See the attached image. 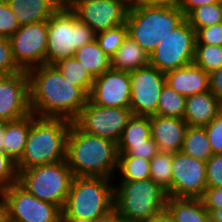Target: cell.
<instances>
[{
    "label": "cell",
    "instance_id": "cell-1",
    "mask_svg": "<svg viewBox=\"0 0 222 222\" xmlns=\"http://www.w3.org/2000/svg\"><path fill=\"white\" fill-rule=\"evenodd\" d=\"M27 73L29 105L35 116L65 118L73 122L89 100V93L72 85L55 65L43 64Z\"/></svg>",
    "mask_w": 222,
    "mask_h": 222
},
{
    "label": "cell",
    "instance_id": "cell-2",
    "mask_svg": "<svg viewBox=\"0 0 222 222\" xmlns=\"http://www.w3.org/2000/svg\"><path fill=\"white\" fill-rule=\"evenodd\" d=\"M118 156L117 142L88 134L72 122L67 136L66 161L74 176L114 179Z\"/></svg>",
    "mask_w": 222,
    "mask_h": 222
},
{
    "label": "cell",
    "instance_id": "cell-3",
    "mask_svg": "<svg viewBox=\"0 0 222 222\" xmlns=\"http://www.w3.org/2000/svg\"><path fill=\"white\" fill-rule=\"evenodd\" d=\"M72 121L38 117L31 112V127L17 171L66 160L67 136Z\"/></svg>",
    "mask_w": 222,
    "mask_h": 222
},
{
    "label": "cell",
    "instance_id": "cell-4",
    "mask_svg": "<svg viewBox=\"0 0 222 222\" xmlns=\"http://www.w3.org/2000/svg\"><path fill=\"white\" fill-rule=\"evenodd\" d=\"M95 39L96 33L63 2L48 19L45 64L55 65L61 60L74 57L76 50Z\"/></svg>",
    "mask_w": 222,
    "mask_h": 222
},
{
    "label": "cell",
    "instance_id": "cell-5",
    "mask_svg": "<svg viewBox=\"0 0 222 222\" xmlns=\"http://www.w3.org/2000/svg\"><path fill=\"white\" fill-rule=\"evenodd\" d=\"M116 182L114 208L126 222H144L166 209L167 193L151 178Z\"/></svg>",
    "mask_w": 222,
    "mask_h": 222
},
{
    "label": "cell",
    "instance_id": "cell-6",
    "mask_svg": "<svg viewBox=\"0 0 222 222\" xmlns=\"http://www.w3.org/2000/svg\"><path fill=\"white\" fill-rule=\"evenodd\" d=\"M186 20L178 5L172 7L131 6L126 25L128 35L149 55L160 40Z\"/></svg>",
    "mask_w": 222,
    "mask_h": 222
},
{
    "label": "cell",
    "instance_id": "cell-7",
    "mask_svg": "<svg viewBox=\"0 0 222 222\" xmlns=\"http://www.w3.org/2000/svg\"><path fill=\"white\" fill-rule=\"evenodd\" d=\"M114 208V179L74 176L62 217L93 221Z\"/></svg>",
    "mask_w": 222,
    "mask_h": 222
},
{
    "label": "cell",
    "instance_id": "cell-8",
    "mask_svg": "<svg viewBox=\"0 0 222 222\" xmlns=\"http://www.w3.org/2000/svg\"><path fill=\"white\" fill-rule=\"evenodd\" d=\"M73 177L65 160L21 170L17 183L36 198L53 203L62 210Z\"/></svg>",
    "mask_w": 222,
    "mask_h": 222
},
{
    "label": "cell",
    "instance_id": "cell-9",
    "mask_svg": "<svg viewBox=\"0 0 222 222\" xmlns=\"http://www.w3.org/2000/svg\"><path fill=\"white\" fill-rule=\"evenodd\" d=\"M196 33L185 20L160 40L150 54V65L161 72L178 69L194 62Z\"/></svg>",
    "mask_w": 222,
    "mask_h": 222
},
{
    "label": "cell",
    "instance_id": "cell-10",
    "mask_svg": "<svg viewBox=\"0 0 222 222\" xmlns=\"http://www.w3.org/2000/svg\"><path fill=\"white\" fill-rule=\"evenodd\" d=\"M9 222H62V210L27 192L18 183L4 189Z\"/></svg>",
    "mask_w": 222,
    "mask_h": 222
},
{
    "label": "cell",
    "instance_id": "cell-11",
    "mask_svg": "<svg viewBox=\"0 0 222 222\" xmlns=\"http://www.w3.org/2000/svg\"><path fill=\"white\" fill-rule=\"evenodd\" d=\"M131 116L130 108L100 106L88 100L73 122L88 134L118 142Z\"/></svg>",
    "mask_w": 222,
    "mask_h": 222
},
{
    "label": "cell",
    "instance_id": "cell-12",
    "mask_svg": "<svg viewBox=\"0 0 222 222\" xmlns=\"http://www.w3.org/2000/svg\"><path fill=\"white\" fill-rule=\"evenodd\" d=\"M48 40V20L20 25L9 38L17 66L24 71L45 64Z\"/></svg>",
    "mask_w": 222,
    "mask_h": 222
},
{
    "label": "cell",
    "instance_id": "cell-13",
    "mask_svg": "<svg viewBox=\"0 0 222 222\" xmlns=\"http://www.w3.org/2000/svg\"><path fill=\"white\" fill-rule=\"evenodd\" d=\"M66 3L96 34L125 24L130 8L123 0H67Z\"/></svg>",
    "mask_w": 222,
    "mask_h": 222
},
{
    "label": "cell",
    "instance_id": "cell-14",
    "mask_svg": "<svg viewBox=\"0 0 222 222\" xmlns=\"http://www.w3.org/2000/svg\"><path fill=\"white\" fill-rule=\"evenodd\" d=\"M165 84V73L152 65L131 71L130 109L132 115H155L159 97Z\"/></svg>",
    "mask_w": 222,
    "mask_h": 222
},
{
    "label": "cell",
    "instance_id": "cell-15",
    "mask_svg": "<svg viewBox=\"0 0 222 222\" xmlns=\"http://www.w3.org/2000/svg\"><path fill=\"white\" fill-rule=\"evenodd\" d=\"M207 188L206 162L177 151L173 154L168 197L201 198Z\"/></svg>",
    "mask_w": 222,
    "mask_h": 222
},
{
    "label": "cell",
    "instance_id": "cell-16",
    "mask_svg": "<svg viewBox=\"0 0 222 222\" xmlns=\"http://www.w3.org/2000/svg\"><path fill=\"white\" fill-rule=\"evenodd\" d=\"M30 113L27 71L6 75L0 81V122L17 120Z\"/></svg>",
    "mask_w": 222,
    "mask_h": 222
},
{
    "label": "cell",
    "instance_id": "cell-17",
    "mask_svg": "<svg viewBox=\"0 0 222 222\" xmlns=\"http://www.w3.org/2000/svg\"><path fill=\"white\" fill-rule=\"evenodd\" d=\"M130 72L108 69L95 78L89 100L106 107L130 108Z\"/></svg>",
    "mask_w": 222,
    "mask_h": 222
},
{
    "label": "cell",
    "instance_id": "cell-18",
    "mask_svg": "<svg viewBox=\"0 0 222 222\" xmlns=\"http://www.w3.org/2000/svg\"><path fill=\"white\" fill-rule=\"evenodd\" d=\"M151 138L158 145L159 152L176 153L181 151L187 123L184 119L150 116Z\"/></svg>",
    "mask_w": 222,
    "mask_h": 222
},
{
    "label": "cell",
    "instance_id": "cell-19",
    "mask_svg": "<svg viewBox=\"0 0 222 222\" xmlns=\"http://www.w3.org/2000/svg\"><path fill=\"white\" fill-rule=\"evenodd\" d=\"M166 85L185 97L210 91L209 73L194 62L165 73Z\"/></svg>",
    "mask_w": 222,
    "mask_h": 222
},
{
    "label": "cell",
    "instance_id": "cell-20",
    "mask_svg": "<svg viewBox=\"0 0 222 222\" xmlns=\"http://www.w3.org/2000/svg\"><path fill=\"white\" fill-rule=\"evenodd\" d=\"M222 110V103L211 92L186 97L184 120L188 126L204 127Z\"/></svg>",
    "mask_w": 222,
    "mask_h": 222
},
{
    "label": "cell",
    "instance_id": "cell-21",
    "mask_svg": "<svg viewBox=\"0 0 222 222\" xmlns=\"http://www.w3.org/2000/svg\"><path fill=\"white\" fill-rule=\"evenodd\" d=\"M20 25L47 21L63 0H6Z\"/></svg>",
    "mask_w": 222,
    "mask_h": 222
},
{
    "label": "cell",
    "instance_id": "cell-22",
    "mask_svg": "<svg viewBox=\"0 0 222 222\" xmlns=\"http://www.w3.org/2000/svg\"><path fill=\"white\" fill-rule=\"evenodd\" d=\"M31 127V113L17 120L4 122L3 152L14 162L22 157Z\"/></svg>",
    "mask_w": 222,
    "mask_h": 222
},
{
    "label": "cell",
    "instance_id": "cell-23",
    "mask_svg": "<svg viewBox=\"0 0 222 222\" xmlns=\"http://www.w3.org/2000/svg\"><path fill=\"white\" fill-rule=\"evenodd\" d=\"M166 210L174 222H211L201 198L168 197Z\"/></svg>",
    "mask_w": 222,
    "mask_h": 222
},
{
    "label": "cell",
    "instance_id": "cell-24",
    "mask_svg": "<svg viewBox=\"0 0 222 222\" xmlns=\"http://www.w3.org/2000/svg\"><path fill=\"white\" fill-rule=\"evenodd\" d=\"M110 61L111 69L131 72L150 65V55L127 35Z\"/></svg>",
    "mask_w": 222,
    "mask_h": 222
},
{
    "label": "cell",
    "instance_id": "cell-25",
    "mask_svg": "<svg viewBox=\"0 0 222 222\" xmlns=\"http://www.w3.org/2000/svg\"><path fill=\"white\" fill-rule=\"evenodd\" d=\"M75 58L94 78L111 68L110 57L100 48L96 40L76 50Z\"/></svg>",
    "mask_w": 222,
    "mask_h": 222
},
{
    "label": "cell",
    "instance_id": "cell-26",
    "mask_svg": "<svg viewBox=\"0 0 222 222\" xmlns=\"http://www.w3.org/2000/svg\"><path fill=\"white\" fill-rule=\"evenodd\" d=\"M181 151L193 158L206 162L213 153L205 127L188 126Z\"/></svg>",
    "mask_w": 222,
    "mask_h": 222
},
{
    "label": "cell",
    "instance_id": "cell-27",
    "mask_svg": "<svg viewBox=\"0 0 222 222\" xmlns=\"http://www.w3.org/2000/svg\"><path fill=\"white\" fill-rule=\"evenodd\" d=\"M149 178L150 160L140 157L118 156V166L114 181H139Z\"/></svg>",
    "mask_w": 222,
    "mask_h": 222
},
{
    "label": "cell",
    "instance_id": "cell-28",
    "mask_svg": "<svg viewBox=\"0 0 222 222\" xmlns=\"http://www.w3.org/2000/svg\"><path fill=\"white\" fill-rule=\"evenodd\" d=\"M151 137L150 116L132 115L122 132L117 145L146 144Z\"/></svg>",
    "mask_w": 222,
    "mask_h": 222
},
{
    "label": "cell",
    "instance_id": "cell-29",
    "mask_svg": "<svg viewBox=\"0 0 222 222\" xmlns=\"http://www.w3.org/2000/svg\"><path fill=\"white\" fill-rule=\"evenodd\" d=\"M55 66L72 85L80 86L90 93L95 78L82 66L75 56L61 60Z\"/></svg>",
    "mask_w": 222,
    "mask_h": 222
},
{
    "label": "cell",
    "instance_id": "cell-30",
    "mask_svg": "<svg viewBox=\"0 0 222 222\" xmlns=\"http://www.w3.org/2000/svg\"><path fill=\"white\" fill-rule=\"evenodd\" d=\"M186 97L165 84L159 97L155 115L184 118Z\"/></svg>",
    "mask_w": 222,
    "mask_h": 222
},
{
    "label": "cell",
    "instance_id": "cell-31",
    "mask_svg": "<svg viewBox=\"0 0 222 222\" xmlns=\"http://www.w3.org/2000/svg\"><path fill=\"white\" fill-rule=\"evenodd\" d=\"M173 153L158 152L150 160V178L166 192L171 187Z\"/></svg>",
    "mask_w": 222,
    "mask_h": 222
},
{
    "label": "cell",
    "instance_id": "cell-32",
    "mask_svg": "<svg viewBox=\"0 0 222 222\" xmlns=\"http://www.w3.org/2000/svg\"><path fill=\"white\" fill-rule=\"evenodd\" d=\"M194 63L207 73L219 69L222 66V46L196 44Z\"/></svg>",
    "mask_w": 222,
    "mask_h": 222
},
{
    "label": "cell",
    "instance_id": "cell-33",
    "mask_svg": "<svg viewBox=\"0 0 222 222\" xmlns=\"http://www.w3.org/2000/svg\"><path fill=\"white\" fill-rule=\"evenodd\" d=\"M186 20L196 31L214 24L221 23V13L219 3L205 4L193 9Z\"/></svg>",
    "mask_w": 222,
    "mask_h": 222
},
{
    "label": "cell",
    "instance_id": "cell-34",
    "mask_svg": "<svg viewBox=\"0 0 222 222\" xmlns=\"http://www.w3.org/2000/svg\"><path fill=\"white\" fill-rule=\"evenodd\" d=\"M128 35L126 23L96 34L100 48L111 58Z\"/></svg>",
    "mask_w": 222,
    "mask_h": 222
},
{
    "label": "cell",
    "instance_id": "cell-35",
    "mask_svg": "<svg viewBox=\"0 0 222 222\" xmlns=\"http://www.w3.org/2000/svg\"><path fill=\"white\" fill-rule=\"evenodd\" d=\"M119 156L140 157L151 160L158 152V145L150 137L146 140V144L140 145H117Z\"/></svg>",
    "mask_w": 222,
    "mask_h": 222
},
{
    "label": "cell",
    "instance_id": "cell-36",
    "mask_svg": "<svg viewBox=\"0 0 222 222\" xmlns=\"http://www.w3.org/2000/svg\"><path fill=\"white\" fill-rule=\"evenodd\" d=\"M18 182V171L14 162L4 152H0V193Z\"/></svg>",
    "mask_w": 222,
    "mask_h": 222
},
{
    "label": "cell",
    "instance_id": "cell-37",
    "mask_svg": "<svg viewBox=\"0 0 222 222\" xmlns=\"http://www.w3.org/2000/svg\"><path fill=\"white\" fill-rule=\"evenodd\" d=\"M20 27L6 0L0 1V36L10 38Z\"/></svg>",
    "mask_w": 222,
    "mask_h": 222
},
{
    "label": "cell",
    "instance_id": "cell-38",
    "mask_svg": "<svg viewBox=\"0 0 222 222\" xmlns=\"http://www.w3.org/2000/svg\"><path fill=\"white\" fill-rule=\"evenodd\" d=\"M20 71L13 58L9 38L0 36V73L9 75Z\"/></svg>",
    "mask_w": 222,
    "mask_h": 222
},
{
    "label": "cell",
    "instance_id": "cell-39",
    "mask_svg": "<svg viewBox=\"0 0 222 222\" xmlns=\"http://www.w3.org/2000/svg\"><path fill=\"white\" fill-rule=\"evenodd\" d=\"M205 127L213 154H222V110Z\"/></svg>",
    "mask_w": 222,
    "mask_h": 222
},
{
    "label": "cell",
    "instance_id": "cell-40",
    "mask_svg": "<svg viewBox=\"0 0 222 222\" xmlns=\"http://www.w3.org/2000/svg\"><path fill=\"white\" fill-rule=\"evenodd\" d=\"M207 187H222V154H213L206 161Z\"/></svg>",
    "mask_w": 222,
    "mask_h": 222
},
{
    "label": "cell",
    "instance_id": "cell-41",
    "mask_svg": "<svg viewBox=\"0 0 222 222\" xmlns=\"http://www.w3.org/2000/svg\"><path fill=\"white\" fill-rule=\"evenodd\" d=\"M196 44L222 46V22L195 31Z\"/></svg>",
    "mask_w": 222,
    "mask_h": 222
},
{
    "label": "cell",
    "instance_id": "cell-42",
    "mask_svg": "<svg viewBox=\"0 0 222 222\" xmlns=\"http://www.w3.org/2000/svg\"><path fill=\"white\" fill-rule=\"evenodd\" d=\"M201 199L206 209H222V187H207Z\"/></svg>",
    "mask_w": 222,
    "mask_h": 222
},
{
    "label": "cell",
    "instance_id": "cell-43",
    "mask_svg": "<svg viewBox=\"0 0 222 222\" xmlns=\"http://www.w3.org/2000/svg\"><path fill=\"white\" fill-rule=\"evenodd\" d=\"M209 89L222 103V66L209 73Z\"/></svg>",
    "mask_w": 222,
    "mask_h": 222
},
{
    "label": "cell",
    "instance_id": "cell-44",
    "mask_svg": "<svg viewBox=\"0 0 222 222\" xmlns=\"http://www.w3.org/2000/svg\"><path fill=\"white\" fill-rule=\"evenodd\" d=\"M221 0H178L177 5L179 9L187 16L193 9L212 3H219Z\"/></svg>",
    "mask_w": 222,
    "mask_h": 222
},
{
    "label": "cell",
    "instance_id": "cell-45",
    "mask_svg": "<svg viewBox=\"0 0 222 222\" xmlns=\"http://www.w3.org/2000/svg\"><path fill=\"white\" fill-rule=\"evenodd\" d=\"M178 0H136V6L172 7Z\"/></svg>",
    "mask_w": 222,
    "mask_h": 222
},
{
    "label": "cell",
    "instance_id": "cell-46",
    "mask_svg": "<svg viewBox=\"0 0 222 222\" xmlns=\"http://www.w3.org/2000/svg\"><path fill=\"white\" fill-rule=\"evenodd\" d=\"M92 222H125L115 208L102 216L97 217Z\"/></svg>",
    "mask_w": 222,
    "mask_h": 222
},
{
    "label": "cell",
    "instance_id": "cell-47",
    "mask_svg": "<svg viewBox=\"0 0 222 222\" xmlns=\"http://www.w3.org/2000/svg\"><path fill=\"white\" fill-rule=\"evenodd\" d=\"M0 222L8 221V206L5 197L0 193Z\"/></svg>",
    "mask_w": 222,
    "mask_h": 222
},
{
    "label": "cell",
    "instance_id": "cell-48",
    "mask_svg": "<svg viewBox=\"0 0 222 222\" xmlns=\"http://www.w3.org/2000/svg\"><path fill=\"white\" fill-rule=\"evenodd\" d=\"M144 222H174L171 215L165 209L164 211L157 214L155 217L150 218Z\"/></svg>",
    "mask_w": 222,
    "mask_h": 222
},
{
    "label": "cell",
    "instance_id": "cell-49",
    "mask_svg": "<svg viewBox=\"0 0 222 222\" xmlns=\"http://www.w3.org/2000/svg\"><path fill=\"white\" fill-rule=\"evenodd\" d=\"M211 222H222V209H206Z\"/></svg>",
    "mask_w": 222,
    "mask_h": 222
},
{
    "label": "cell",
    "instance_id": "cell-50",
    "mask_svg": "<svg viewBox=\"0 0 222 222\" xmlns=\"http://www.w3.org/2000/svg\"><path fill=\"white\" fill-rule=\"evenodd\" d=\"M62 222H92L79 217H62Z\"/></svg>",
    "mask_w": 222,
    "mask_h": 222
},
{
    "label": "cell",
    "instance_id": "cell-51",
    "mask_svg": "<svg viewBox=\"0 0 222 222\" xmlns=\"http://www.w3.org/2000/svg\"><path fill=\"white\" fill-rule=\"evenodd\" d=\"M3 132H4V122H0V152H3V147H2Z\"/></svg>",
    "mask_w": 222,
    "mask_h": 222
},
{
    "label": "cell",
    "instance_id": "cell-52",
    "mask_svg": "<svg viewBox=\"0 0 222 222\" xmlns=\"http://www.w3.org/2000/svg\"><path fill=\"white\" fill-rule=\"evenodd\" d=\"M128 6H136V0H123Z\"/></svg>",
    "mask_w": 222,
    "mask_h": 222
},
{
    "label": "cell",
    "instance_id": "cell-53",
    "mask_svg": "<svg viewBox=\"0 0 222 222\" xmlns=\"http://www.w3.org/2000/svg\"><path fill=\"white\" fill-rule=\"evenodd\" d=\"M219 9H220L221 21H222V0L219 2Z\"/></svg>",
    "mask_w": 222,
    "mask_h": 222
},
{
    "label": "cell",
    "instance_id": "cell-54",
    "mask_svg": "<svg viewBox=\"0 0 222 222\" xmlns=\"http://www.w3.org/2000/svg\"><path fill=\"white\" fill-rule=\"evenodd\" d=\"M6 76V74L0 73V81Z\"/></svg>",
    "mask_w": 222,
    "mask_h": 222
}]
</instances>
